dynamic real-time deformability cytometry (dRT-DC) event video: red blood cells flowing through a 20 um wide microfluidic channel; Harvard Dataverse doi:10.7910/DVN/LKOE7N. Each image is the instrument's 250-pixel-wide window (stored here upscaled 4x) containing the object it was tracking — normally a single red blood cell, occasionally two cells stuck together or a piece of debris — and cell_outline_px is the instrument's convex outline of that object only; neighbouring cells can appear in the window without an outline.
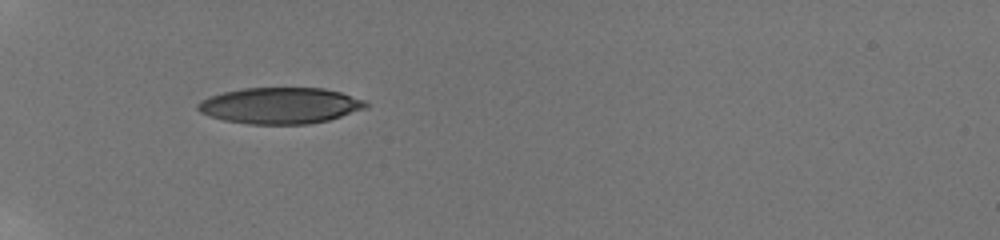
{"species": "human", "species_latin": "Homo sapiens", "temperature_condition": "room temperature", "stored_images_in_passage": 37, "camera_frame_rate_fps": 3000, "um_per_image_px": 0.085, "donor": {"sex": "male"}, "frame": {"image": 1, "passage_image": 1, "time_ms": 0.0, "image_size_px": [1000, 240], "cell_outline_px": [[368, 108], [328, 120], [308, 124], [248, 124], [224, 120], [200, 112], [196, 108], [196, 104], [200, 100], [208, 96], [224, 92], [244, 88], [324, 88], [340, 92], [364, 100], [368, 104]], "centroid_in_image_um": [23.81, 8.97], "position_along_channel_um": 61.2, "area_um2": 35.43}}
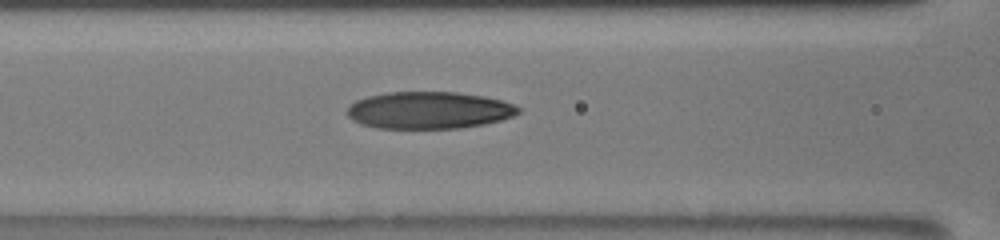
{"frame": {"image": 2, "passage_image": 14, "time_ms": 2.333, "image_size_px": [1000, 240], "cell_outline_px": [[520, 112], [512, 116], [500, 120], [484, 124], [460, 128], [376, 128], [360, 124], [352, 120], [344, 112], [356, 100], [368, 96], [388, 92], [456, 92], [484, 96], [500, 100], [512, 104], [520, 108]], "centroid_in_image_um": [36.43, 9.37], "position_along_channel_um": 130.2, "area_um2": 36.99}}
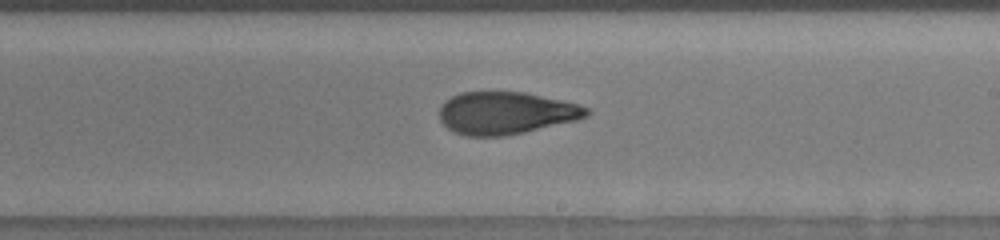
{"frame": {"image": 3, "passage_image": 36, "time_ms": 5.333, "image_size_px": [1000, 240], "cell_outline_px": [[592, 112], [588, 116], [576, 120], [524, 132], [504, 136], [464, 136], [452, 132], [440, 120], [440, 104], [444, 100], [460, 92], [524, 92], [580, 104], [588, 108]], "centroid_in_image_um": [42.98, 9.61], "position_along_channel_um": 246.0, "area_um2": 36.53}}